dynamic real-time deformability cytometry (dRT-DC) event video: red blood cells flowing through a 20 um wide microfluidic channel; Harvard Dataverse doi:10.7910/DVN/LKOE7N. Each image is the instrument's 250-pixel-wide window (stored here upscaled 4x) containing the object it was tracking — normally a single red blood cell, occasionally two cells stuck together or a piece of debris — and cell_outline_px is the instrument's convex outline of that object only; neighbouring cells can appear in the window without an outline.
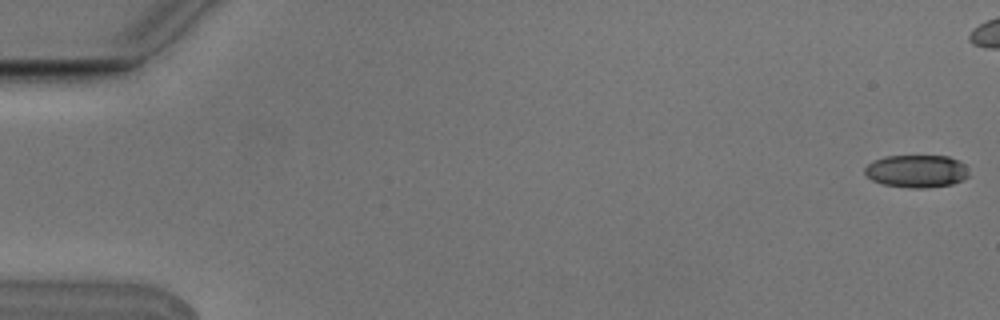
{"species": "Egyptian fruit bat (a non-hibernating species)", "species_latin": "Rousettus aegyptiacus", "temperature_condition": "cold", "stored_images_in_passage": 4, "camera_frame_rate_fps": 3000, "um_per_image_px": 0.085, "animal": {"sex": "male"}, "frame": {"image": 1, "passage_image": 1, "time_ms": 0.0, "image_size_px": [1000, 320], "cell_outline_px": [[968, 176], [964, 180], [952, 184], [924, 188], [912, 188], [884, 184], [872, 180], [864, 172], [864, 168], [872, 160], [884, 156], [948, 156], [964, 164]], "centroid_in_image_um": [77.88, 14.54], "position_along_channel_um": 7.1, "area_um2": 19.71}}